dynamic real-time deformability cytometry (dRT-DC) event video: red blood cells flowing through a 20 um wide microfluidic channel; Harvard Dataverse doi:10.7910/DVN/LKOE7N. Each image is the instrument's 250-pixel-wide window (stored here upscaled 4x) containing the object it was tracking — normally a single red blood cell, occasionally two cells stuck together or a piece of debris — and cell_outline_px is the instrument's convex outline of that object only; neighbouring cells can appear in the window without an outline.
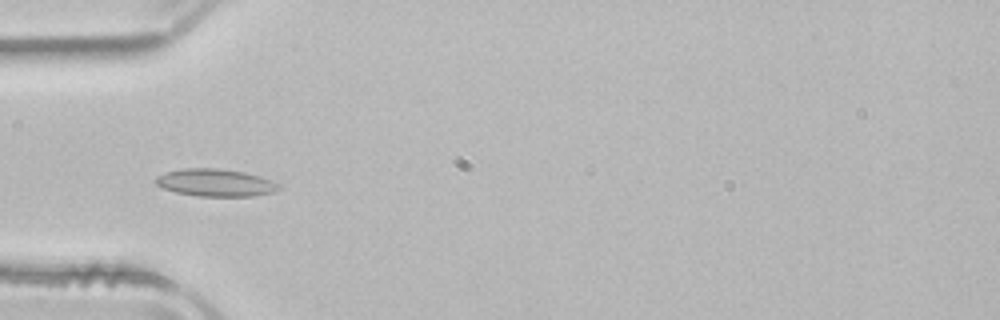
{"species": "common noctule bat (a hibernating species)", "species_latin": "Nyctalus noctula", "temperature_condition": "room temperature", "stored_images_in_passage": 52, "camera_frame_rate_fps": 3000, "um_per_image_px": 0.085, "animal": {"sex": "male", "body_mass_g": 21.5, "forearm_length_mm": 52.0}, "frame": {"image": 1, "passage_image": 17, "time_ms": 5.333, "image_size_px": [1000, 320], "cell_outline_px": [[280, 188], [272, 192], [252, 196], [196, 196], [176, 192], [164, 188], [156, 184], [152, 180], [156, 176], [164, 172], [184, 168], [216, 168], [244, 172], [260, 176], [280, 184]], "centroid_in_image_um": [18.27, 15.52], "position_along_channel_um": 66.7, "area_um2": 19.71}}
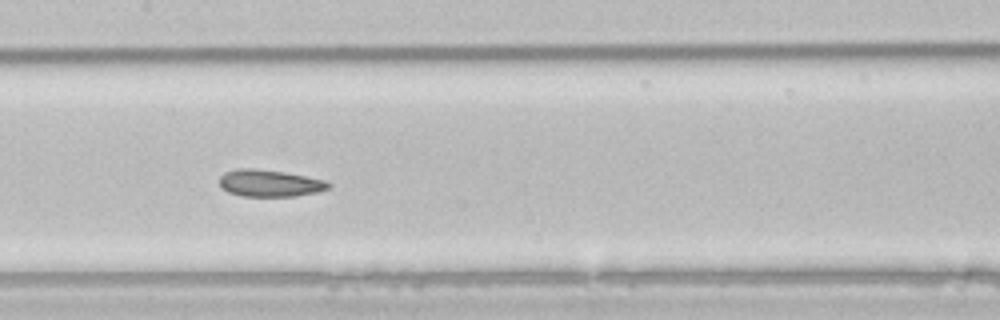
{"frame": {"image": 2, "passage_image": 26, "time_ms": 8.333, "image_size_px": [1000, 320], "cell_outline_px": [[332, 188], [316, 192], [296, 196], [240, 196], [228, 192], [220, 188], [220, 176], [224, 172], [240, 168], [252, 168], [284, 172], [324, 180], [332, 184]], "centroid_in_image_um": [22.91, 15.58], "position_along_channel_um": 184.5, "area_um2": 17.17}}
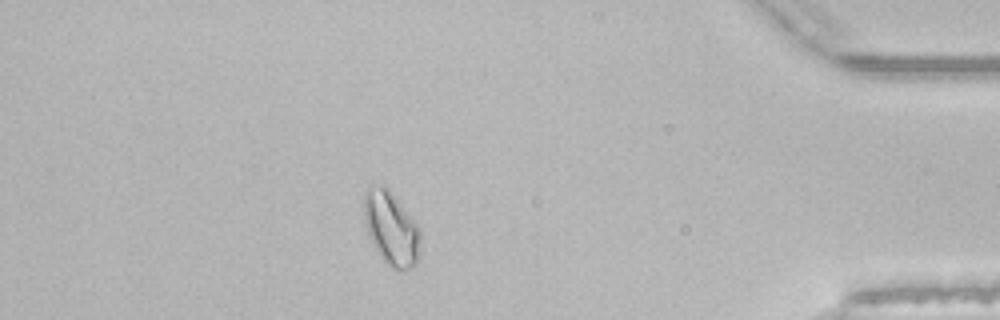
{"frame": {"image": 3, "passage_image": 46, "time_ms": 15.0, "image_size_px": [1000, 320], "cell_outline_px": [[420, 252], [416, 264], [408, 268], [396, 272], [380, 256], [368, 232], [364, 220], [364, 192], [368, 188], [388, 188], [392, 192], [420, 228]], "centroid_in_image_um": [33.28, 19.45], "position_along_channel_um": 401.9, "area_um2": 23.81}, "authors_computed_cell_mechanics": {"area_um2": 19.4208, "velocity_mm_per_s": 3.9232, "shape_relaxation_time_tau1_ms": 4.1411, "shape_relaxation_time_tau2_ms": 3.7694, "deformation_change_tau1": 0.0943, "deformation_change_tau2": 0.0755}}